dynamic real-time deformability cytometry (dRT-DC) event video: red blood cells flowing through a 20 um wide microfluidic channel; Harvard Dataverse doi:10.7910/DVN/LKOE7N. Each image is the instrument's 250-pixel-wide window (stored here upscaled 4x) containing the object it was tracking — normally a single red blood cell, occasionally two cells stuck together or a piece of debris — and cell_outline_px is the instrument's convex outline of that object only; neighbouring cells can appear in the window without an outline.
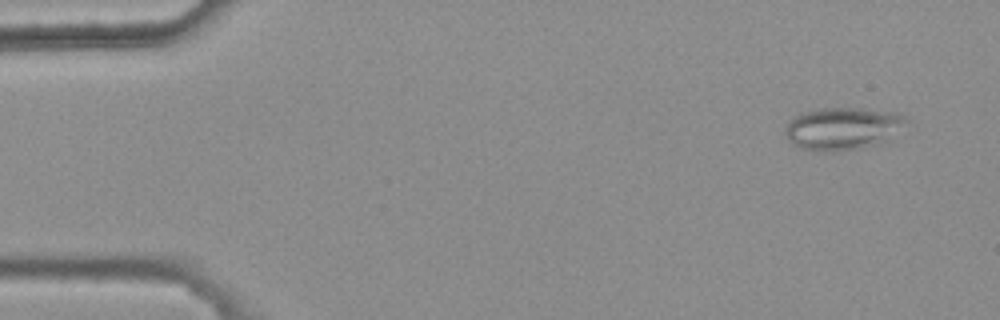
{"species": "common noctule bat (a hibernating species)", "species_latin": "Nyctalus noctula", "temperature_condition": "warm", "stored_images_in_passage": 6, "camera_frame_rate_fps": 3000, "um_per_image_px": 0.085, "animal": {"sex": "female", "body_mass_g": 25.1}, "frame": {"image": 1, "passage_image": 2, "time_ms": 0.333, "image_size_px": [1000, 320], "cell_outline_px": [[908, 120], [880, 140], [860, 148], [828, 152], [800, 148], [788, 140], [784, 132], [788, 124], [796, 116], [804, 112], [824, 108], [860, 108], [896, 112], [908, 116]], "centroid_in_image_um": [71.54, 10.9], "position_along_channel_um": 13.5, "area_um2": 28.84}}